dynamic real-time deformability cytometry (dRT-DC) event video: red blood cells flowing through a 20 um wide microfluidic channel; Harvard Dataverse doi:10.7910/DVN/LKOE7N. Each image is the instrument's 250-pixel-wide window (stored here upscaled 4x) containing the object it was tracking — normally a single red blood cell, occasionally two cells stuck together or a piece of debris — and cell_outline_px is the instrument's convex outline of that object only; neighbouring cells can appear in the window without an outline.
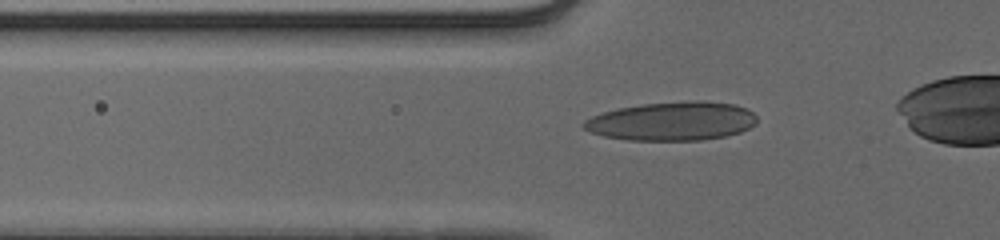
{"species": "human", "species_latin": "Homo sapiens", "temperature_condition": "cold", "stored_images_in_passage": 43, "camera_frame_rate_fps": 3000, "um_per_image_px": 0.085, "donor": {"sex": "male"}, "frame": {"image": 1, "passage_image": 14, "time_ms": 4.333, "image_size_px": [1000, 240], "cell_outline_px": [[756, 124], [740, 132], [724, 136], [700, 140], [628, 140], [604, 136], [592, 132], [584, 128], [580, 124], [584, 120], [592, 116], [616, 108], [640, 104], [736, 104], [748, 108], [756, 116]], "centroid_in_image_um": [57.07, 10.35], "position_along_channel_um": 68.7, "area_um2": 37.8}}
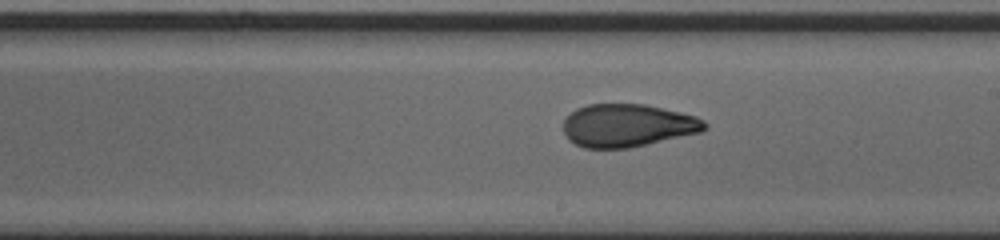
{"frame": {"image": 2, "passage_image": 27, "time_ms": 8.667, "image_size_px": [1000, 240], "cell_outline_px": [[708, 128], [700, 132], [648, 144], [628, 148], [584, 148], [568, 140], [564, 132], [564, 120], [576, 108], [588, 104], [644, 104], [680, 112], [696, 116], [704, 120], [708, 124]], "centroid_in_image_um": [53.35, 10.66], "position_along_channel_um": 235.7, "area_um2": 35.32}}
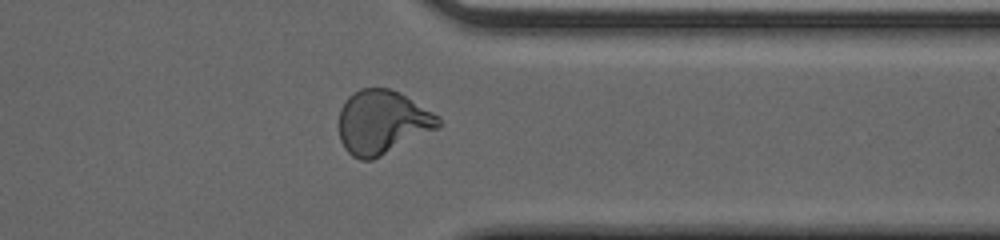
{"frame": {"image": 3, "passage_image": 38, "time_ms": 12.333, "image_size_px": [1000, 240], "cell_outline_px": [[440, 128], [372, 160], [360, 160], [352, 156], [344, 148], [340, 140], [340, 108], [348, 96], [352, 92], [360, 88], [388, 88], [400, 92], [440, 116]], "centroid_in_image_um": [32.5, 10.38], "position_along_channel_um": 378.9, "area_um2": 37.22}}